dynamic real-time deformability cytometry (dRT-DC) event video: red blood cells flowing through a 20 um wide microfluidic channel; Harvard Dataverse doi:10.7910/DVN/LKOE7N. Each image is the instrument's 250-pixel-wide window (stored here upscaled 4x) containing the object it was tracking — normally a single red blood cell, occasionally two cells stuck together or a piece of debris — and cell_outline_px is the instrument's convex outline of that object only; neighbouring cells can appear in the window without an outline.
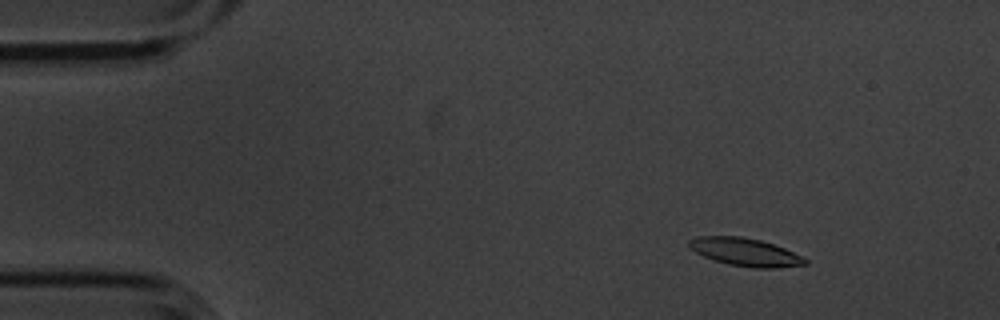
{"species": "common noctule bat (a hibernating species)", "species_latin": "Nyctalus noctula", "temperature_condition": "cold", "stored_images_in_passage": 4, "camera_frame_rate_fps": 3000, "um_per_image_px": 0.085, "animal": {"sex": "male", "body_mass_g": 20.1, "forearm_length_mm": 53.5}, "frame": {"image": 1, "passage_image": 2, "time_ms": 0.333, "image_size_px": [1000, 320], "cell_outline_px": [[808, 264], [776, 268], [756, 268], [728, 264], [704, 256], [688, 248], [688, 240], [696, 236], [740, 236], [760, 240], [784, 248], [804, 256], [808, 260]], "centroid_in_image_um": [63.35, 21.42], "position_along_channel_um": 21.6, "area_um2": 18.9}}